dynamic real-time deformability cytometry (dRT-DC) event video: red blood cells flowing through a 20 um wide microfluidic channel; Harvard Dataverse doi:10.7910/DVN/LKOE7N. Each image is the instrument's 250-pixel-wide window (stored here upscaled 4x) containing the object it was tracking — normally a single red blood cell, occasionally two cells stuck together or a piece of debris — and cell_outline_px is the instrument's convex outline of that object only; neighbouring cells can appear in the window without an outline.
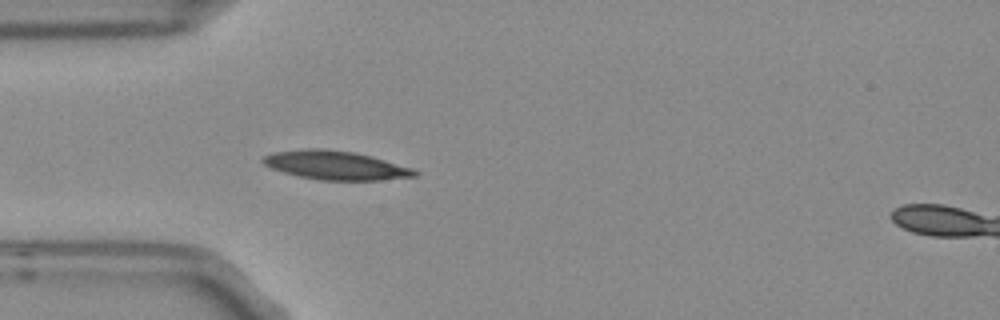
{"species": "Egyptian fruit bat (a non-hibernating species)", "species_latin": "Rousettus aegyptiacus", "temperature_condition": "room temperature", "stored_images_in_passage": 4, "camera_frame_rate_fps": 3000, "um_per_image_px": 0.085, "frame": {"image": 1, "passage_image": 4, "time_ms": 1.0, "image_size_px": [1000, 320], "cell_outline_px": [[420, 172], [416, 176], [380, 180], [320, 180], [300, 176], [284, 172], [272, 168], [264, 164], [260, 160], [264, 156], [272, 152], [308, 148], [320, 148], [352, 152], [384, 160], [412, 168]], "centroid_in_image_um": [28.5, 14.05], "position_along_channel_um": 56.5, "area_um2": 25.14}}